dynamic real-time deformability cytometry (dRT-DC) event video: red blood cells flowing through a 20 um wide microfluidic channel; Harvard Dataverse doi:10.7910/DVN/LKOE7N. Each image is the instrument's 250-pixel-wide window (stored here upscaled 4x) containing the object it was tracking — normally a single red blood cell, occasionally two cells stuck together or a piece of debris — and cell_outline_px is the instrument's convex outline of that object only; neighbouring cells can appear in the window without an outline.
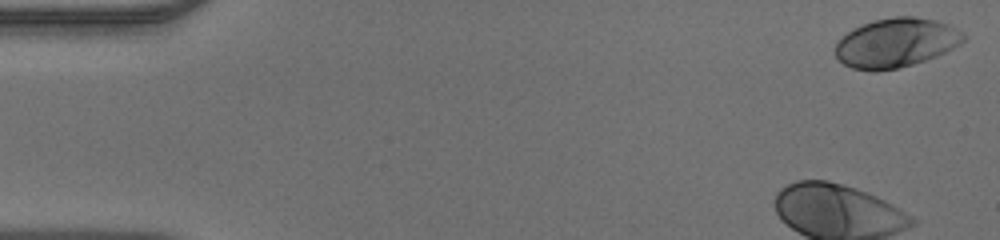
{"species": "human", "species_latin": "Homo sapiens", "temperature_condition": "warm", "stored_images_in_passage": 36, "camera_frame_rate_fps": 3000, "um_per_image_px": 0.085, "donor": {"sex": "male"}, "frame": {"image": 1, "passage_image": 1, "time_ms": 0.0, "image_size_px": [1000, 240], "cell_outline_px": [[964, 40], [960, 44], [936, 56], [900, 68], [876, 72], [872, 72], [852, 68], [844, 64], [836, 56], [836, 40], [848, 32], [872, 20], [896, 16], [912, 16], [936, 20], [948, 24], [964, 32]], "centroid_in_image_um": [76.15, 3.64], "position_along_channel_um": 8.9, "area_um2": 36.76}}